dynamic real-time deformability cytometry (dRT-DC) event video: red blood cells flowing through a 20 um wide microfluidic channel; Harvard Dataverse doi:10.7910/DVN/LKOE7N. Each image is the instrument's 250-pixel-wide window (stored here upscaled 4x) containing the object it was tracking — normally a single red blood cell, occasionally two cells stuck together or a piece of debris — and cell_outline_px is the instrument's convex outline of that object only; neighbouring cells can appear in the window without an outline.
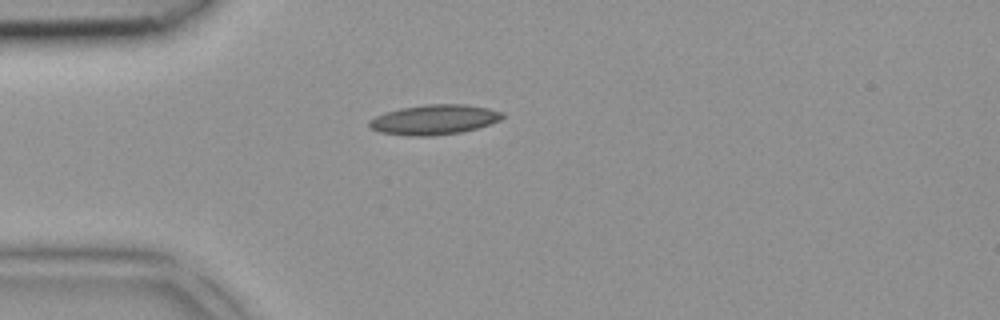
{"species": "common noctule bat (a hibernating species)", "species_latin": "Nyctalus noctula", "temperature_condition": "room temperature", "stored_images_in_passage": 1, "camera_frame_rate_fps": 3000, "um_per_image_px": 0.085, "animal": {"sex": "female", "body_mass_g": 18.4}, "frame": {"image": 1, "passage_image": 1, "time_ms": 0.0, "image_size_px": [1000, 320], "cell_outline_px": [[504, 116], [500, 120], [476, 128], [460, 132], [432, 136], [412, 136], [380, 132], [372, 128], [368, 124], [368, 120], [384, 112], [400, 108], [424, 104], [464, 104], [488, 108], [504, 112]], "centroid_in_image_um": [36.89, 10.16], "position_along_channel_um": 48.1, "area_um2": 23.18}}